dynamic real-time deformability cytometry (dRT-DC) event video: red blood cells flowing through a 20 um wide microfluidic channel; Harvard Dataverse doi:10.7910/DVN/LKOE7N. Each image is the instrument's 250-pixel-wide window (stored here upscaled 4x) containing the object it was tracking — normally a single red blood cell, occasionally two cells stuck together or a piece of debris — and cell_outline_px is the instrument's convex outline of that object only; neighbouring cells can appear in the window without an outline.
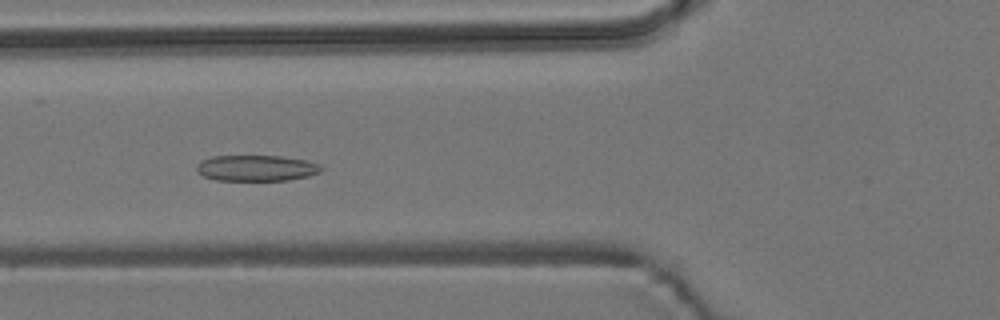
{"species": "common noctule bat (a hibernating species)", "species_latin": "Nyctalus noctula", "temperature_condition": "room temperature", "stored_images_in_passage": 54, "camera_frame_rate_fps": 3000, "um_per_image_px": 0.085, "animal": {"sex": "male", "body_mass_g": 19.2, "forearm_length_mm": 51.8}, "frame": {"image": 1, "passage_image": 20, "time_ms": 6.333, "image_size_px": [1000, 320], "cell_outline_px": [[324, 168], [320, 172], [308, 176], [288, 180], [216, 180], [204, 176], [196, 172], [196, 164], [200, 160], [212, 156], [280, 156], [304, 160], [320, 164]], "centroid_in_image_um": [21.76, 14.28], "position_along_channel_um": 104.0, "area_um2": 18.9}}
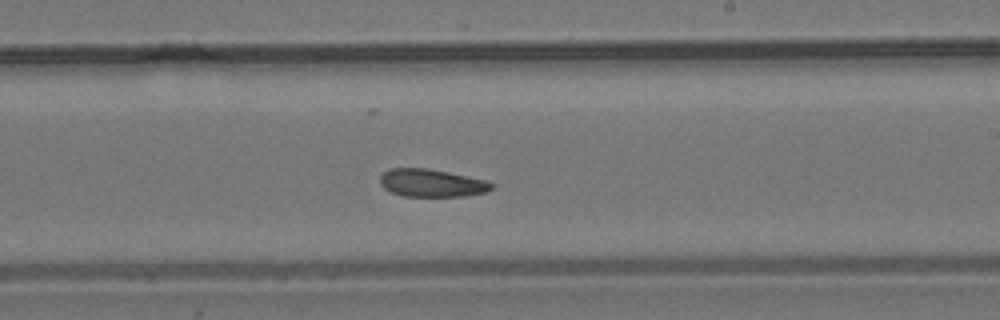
{"frame": {"image": 2, "passage_image": 32, "time_ms": 10.333, "image_size_px": [1000, 320], "cell_outline_px": [[496, 184], [488, 192], [464, 196], [404, 196], [392, 192], [384, 188], [380, 184], [380, 176], [388, 168], [428, 168], [488, 180]], "centroid_in_image_um": [36.73, 15.55], "position_along_channel_um": 252.3, "area_um2": 18.21}}
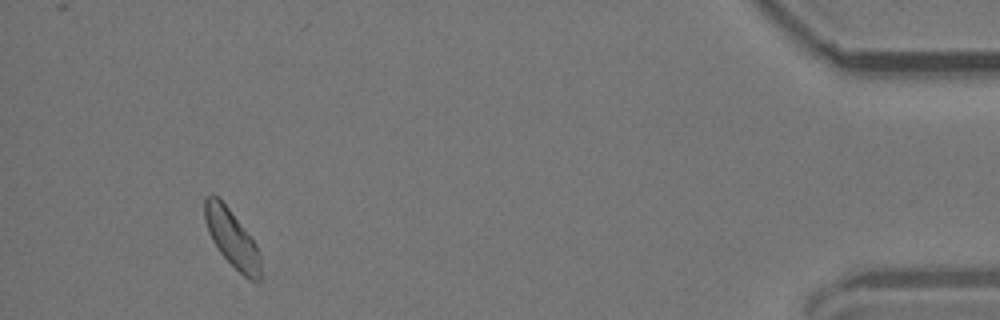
{"frame": {"image": 3, "passage_image": 51, "time_ms": 16.667, "image_size_px": [1000, 320], "cell_outline_px": [[260, 280], [248, 280], [220, 252], [212, 240], [208, 232], [204, 220], [204, 196], [216, 196], [228, 208], [256, 244], [260, 256]], "centroid_in_image_um": [19.69, 20.26], "position_along_channel_um": 415.5, "area_um2": 18.21}}